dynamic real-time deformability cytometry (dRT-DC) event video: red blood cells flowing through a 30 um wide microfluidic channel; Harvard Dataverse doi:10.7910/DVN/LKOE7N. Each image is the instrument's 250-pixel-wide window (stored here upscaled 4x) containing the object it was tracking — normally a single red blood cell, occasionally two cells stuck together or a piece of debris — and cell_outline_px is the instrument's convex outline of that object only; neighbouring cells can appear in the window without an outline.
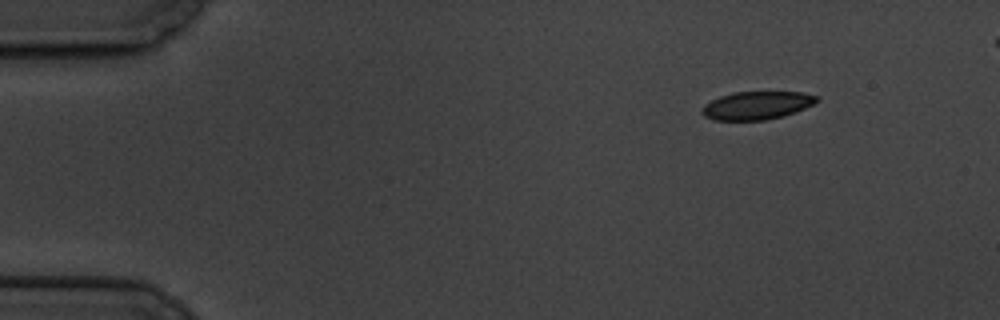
{"species": "common noctule bat (a hibernating species)", "species_latin": "Nyctalus noctula", "temperature_condition": "cold", "stored_images_in_passage": 5, "camera_frame_rate_fps": 3000, "um_per_image_px": 0.085, "animal": {"sex": "male", "body_mass_g": 19.5, "forearm_length_mm": 54.6}, "frame": {"image": 1, "passage_image": 1, "time_ms": 0.0, "image_size_px": [1000, 320], "cell_outline_px": [[820, 100], [816, 104], [796, 112], [784, 116], [764, 120], [712, 120], [704, 116], [700, 112], [704, 104], [720, 96], [732, 92], [804, 92], [820, 96]], "centroid_in_image_um": [64.38, 8.96], "position_along_channel_um": 20.6, "area_um2": 19.13}}